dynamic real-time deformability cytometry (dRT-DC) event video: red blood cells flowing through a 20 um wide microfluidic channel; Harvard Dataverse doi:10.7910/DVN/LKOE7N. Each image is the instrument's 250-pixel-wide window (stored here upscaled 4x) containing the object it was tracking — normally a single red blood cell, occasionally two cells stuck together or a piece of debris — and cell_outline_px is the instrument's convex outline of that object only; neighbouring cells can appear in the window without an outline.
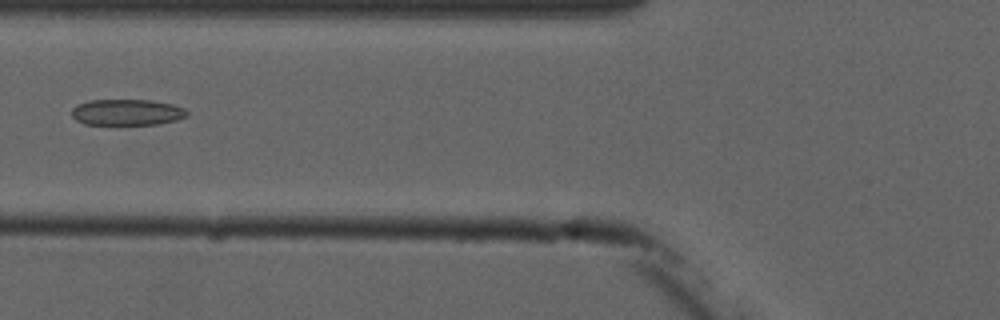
{"species": "common noctule bat (a hibernating species)", "species_latin": "Nyctalus noctula", "temperature_condition": "cold", "stored_images_in_passage": 5, "camera_frame_rate_fps": 3000, "um_per_image_px": 0.085, "animal": {"sex": "male", "forearm_length_mm": 52.5}, "frame": {"image": 1, "passage_image": 5, "time_ms": 5.667, "image_size_px": [1000, 320], "cell_outline_px": [[188, 116], [176, 120], [156, 124], [84, 124], [76, 120], [72, 116], [72, 108], [76, 104], [88, 100], [152, 100], [172, 104], [184, 108], [188, 112]], "centroid_in_image_um": [10.78, 9.53], "position_along_channel_um": 115.0, "area_um2": 17.57}}